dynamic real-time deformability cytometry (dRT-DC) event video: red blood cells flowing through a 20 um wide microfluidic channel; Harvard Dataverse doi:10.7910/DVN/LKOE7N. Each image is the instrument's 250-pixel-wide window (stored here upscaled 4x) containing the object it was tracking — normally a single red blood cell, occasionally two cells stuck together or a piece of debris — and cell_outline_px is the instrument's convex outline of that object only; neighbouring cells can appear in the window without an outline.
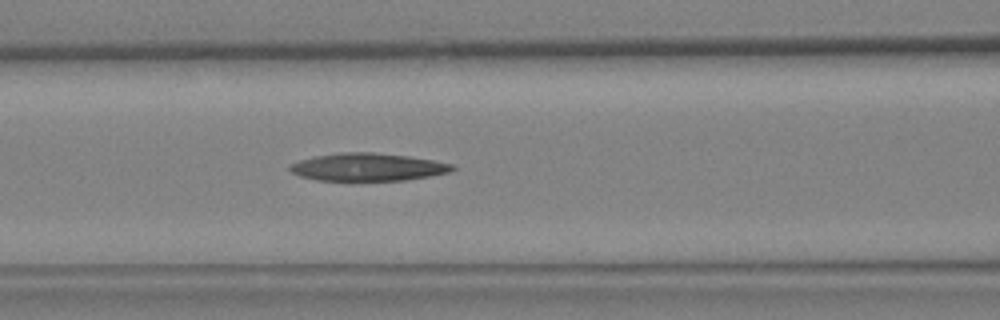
{"species": "Egyptian fruit bat (a non-hibernating species)", "species_latin": "Rousettus aegyptiacus", "temperature_condition": "warm", "stored_images_in_passage": 5, "segment_of_instrument_passage": [1, 2], "camera_frame_rate_fps": 3000, "um_per_image_px": 0.085, "animal": {"sex": "female"}, "frame": {"image": 1, "passage_image": 4, "time_ms": 1.0, "image_size_px": [1000, 320], "cell_outline_px": [[456, 168], [452, 172], [404, 180], [316, 180], [300, 176], [292, 172], [288, 168], [292, 164], [300, 160], [316, 156], [340, 152], [372, 152], [408, 156], [432, 160], [452, 164]], "centroid_in_image_um": [31.27, 14.19], "position_along_channel_um": 135.3, "area_um2": 26.01}}